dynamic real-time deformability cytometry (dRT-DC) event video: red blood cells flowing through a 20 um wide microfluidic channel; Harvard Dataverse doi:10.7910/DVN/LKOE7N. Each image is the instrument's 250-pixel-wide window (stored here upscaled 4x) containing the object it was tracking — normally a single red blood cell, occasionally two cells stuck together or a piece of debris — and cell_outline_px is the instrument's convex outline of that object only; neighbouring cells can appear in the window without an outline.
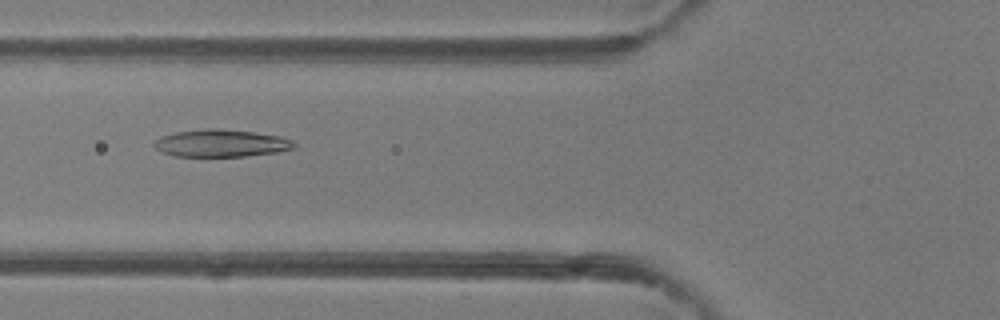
{"species": "common noctule bat (a hibernating species)", "species_latin": "Nyctalus noctula", "temperature_condition": "room temperature", "stored_images_in_passage": 36, "camera_frame_rate_fps": 3000, "um_per_image_px": 0.085, "animal": {"sex": "female"}, "frame": {"image": 1, "passage_image": 5, "time_ms": 1.333, "image_size_px": [1000, 320], "cell_outline_px": [[296, 148], [276, 152], [244, 156], [176, 156], [164, 152], [156, 148], [152, 144], [160, 136], [176, 132], [204, 128], [216, 128], [252, 132], [280, 136], [292, 140], [296, 144]], "centroid_in_image_um": [18.8, 12.16], "position_along_channel_um": 107.0, "area_um2": 22.2}}
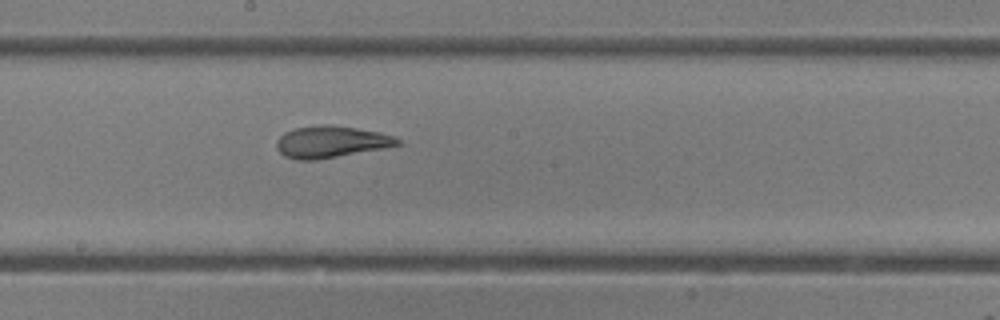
{"frame": {"image": 2, "passage_image": 13, "time_ms": 4.0, "image_size_px": [1000, 320], "cell_outline_px": [[400, 144], [384, 148], [316, 160], [296, 160], [284, 156], [276, 148], [276, 140], [284, 132], [292, 128], [320, 124], [328, 124], [356, 128], [380, 132], [396, 136], [400, 140]], "centroid_in_image_um": [28.1, 12.05], "position_along_channel_um": 220.1, "area_um2": 22.6}}
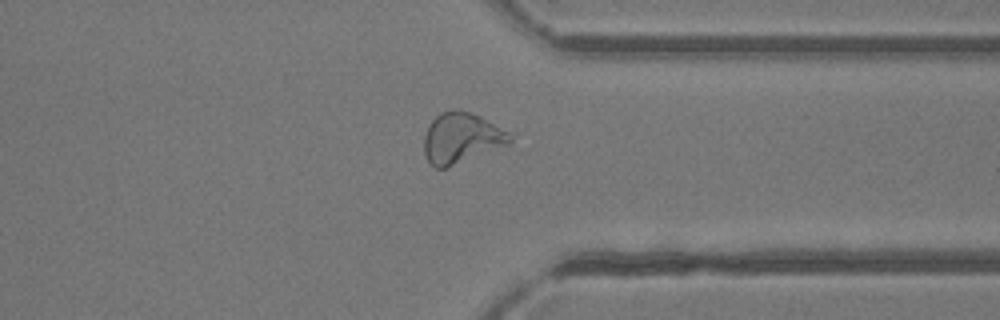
{"frame": {"image": 3, "passage_image": 24, "time_ms": 7.667, "image_size_px": [1000, 320], "cell_outline_px": [[512, 140], [508, 144], [444, 168], [436, 168], [428, 160], [424, 152], [424, 136], [428, 124], [440, 112], [452, 108], [456, 108], [472, 112], [480, 116], [508, 132], [512, 136]], "centroid_in_image_um": [39.18, 11.68], "position_along_channel_um": 372.2, "area_um2": 25.03}, "authors_computed_cell_mechanics": {"area_um2": 22.5998, "velocity_mm_per_s": 4.2259, "shape_relaxation_time_tau1_ms": 6.0668, "shape_relaxation_time_tau2_ms": 1.5667, "deformation_change_tau1": 0.2371, "deformation_change_tau2": 0.0802}}